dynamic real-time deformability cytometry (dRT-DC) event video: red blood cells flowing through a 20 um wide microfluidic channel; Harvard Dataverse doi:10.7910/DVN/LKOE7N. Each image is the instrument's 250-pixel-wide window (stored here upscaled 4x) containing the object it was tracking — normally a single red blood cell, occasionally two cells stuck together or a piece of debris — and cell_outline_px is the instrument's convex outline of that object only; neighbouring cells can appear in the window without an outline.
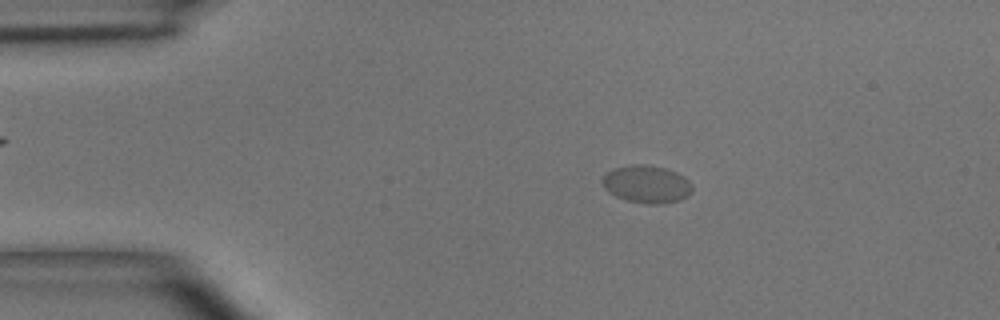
{"species": "common noctule bat (a hibernating species)", "species_latin": "Nyctalus noctula", "temperature_condition": "room temperature", "stored_images_in_passage": 5, "camera_frame_rate_fps": 3000, "um_per_image_px": 0.085, "animal": {"sex": "male", "body_mass_g": 15.6}, "frame": {"image": 1, "passage_image": 2, "time_ms": 1.333, "image_size_px": [1000, 320], "cell_outline_px": [[692, 192], [688, 196], [680, 200], [660, 204], [648, 204], [628, 200], [616, 196], [604, 188], [600, 180], [612, 168], [632, 164], [648, 164], [664, 168], [676, 172], [684, 176], [692, 184]], "centroid_in_image_um": [54.97, 15.64], "position_along_channel_um": 30.0, "area_um2": 19.83}}
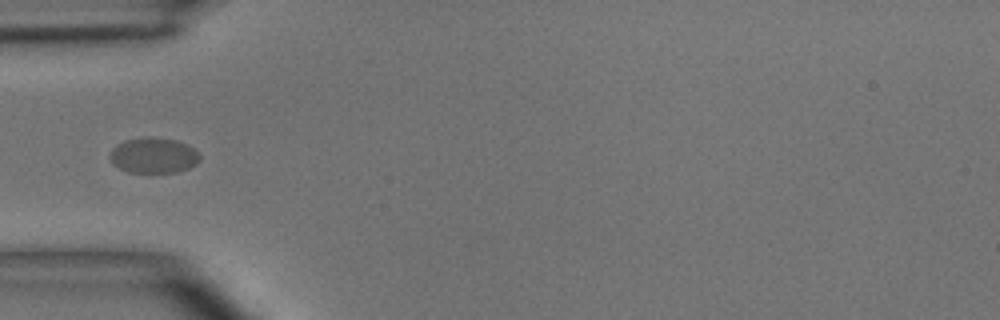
{"frame": {"image": 2, "passage_image": 4, "time_ms": 3.667, "image_size_px": [1000, 320], "cell_outline_px": [[200, 160], [196, 164], [188, 168], [176, 172], [128, 172], [112, 164], [108, 156], [112, 148], [116, 144], [124, 140], [140, 136], [152, 136], [176, 140], [192, 148], [200, 156]], "centroid_in_image_um": [12.99, 13.19], "position_along_channel_um": 72.0, "area_um2": 18.79}}
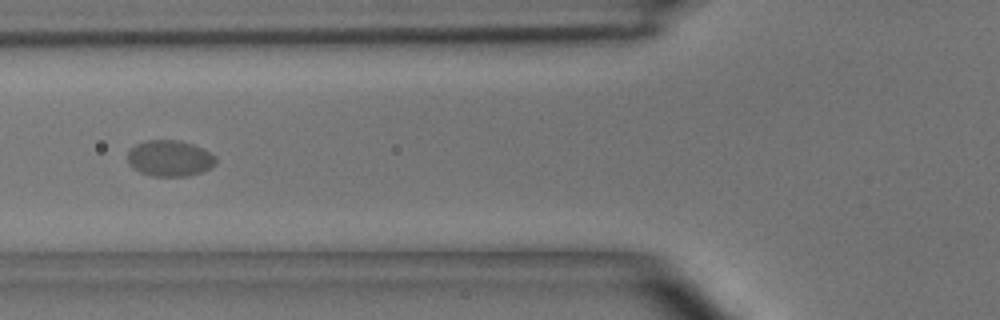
{"frame": {"image": 3, "passage_image": 5, "time_ms": 4.667, "image_size_px": [1000, 320], "cell_outline_px": [[216, 164], [212, 168], [188, 176], [152, 176], [140, 172], [132, 168], [128, 164], [128, 152], [136, 144], [144, 140], [176, 140], [192, 144], [216, 156]], "centroid_in_image_um": [14.41, 13.46], "position_along_channel_um": 111.4, "area_um2": 18.55}}